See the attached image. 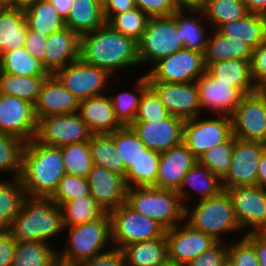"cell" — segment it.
I'll return each mask as SVG.
<instances>
[{"label": "cell", "instance_id": "obj_13", "mask_svg": "<svg viewBox=\"0 0 266 266\" xmlns=\"http://www.w3.org/2000/svg\"><path fill=\"white\" fill-rule=\"evenodd\" d=\"M54 75L79 101L103 95L113 77L107 70L85 63L80 58L57 70Z\"/></svg>", "mask_w": 266, "mask_h": 266}, {"label": "cell", "instance_id": "obj_22", "mask_svg": "<svg viewBox=\"0 0 266 266\" xmlns=\"http://www.w3.org/2000/svg\"><path fill=\"white\" fill-rule=\"evenodd\" d=\"M80 101L66 89L54 74H49L44 80L34 112L37 120L48 115H60L78 112Z\"/></svg>", "mask_w": 266, "mask_h": 266}, {"label": "cell", "instance_id": "obj_9", "mask_svg": "<svg viewBox=\"0 0 266 266\" xmlns=\"http://www.w3.org/2000/svg\"><path fill=\"white\" fill-rule=\"evenodd\" d=\"M205 72L204 53L184 48L159 59L145 74L147 81L188 83L195 82Z\"/></svg>", "mask_w": 266, "mask_h": 266}, {"label": "cell", "instance_id": "obj_7", "mask_svg": "<svg viewBox=\"0 0 266 266\" xmlns=\"http://www.w3.org/2000/svg\"><path fill=\"white\" fill-rule=\"evenodd\" d=\"M180 29L171 17H149L146 29L138 41V57L141 64L172 55L184 49Z\"/></svg>", "mask_w": 266, "mask_h": 266}, {"label": "cell", "instance_id": "obj_33", "mask_svg": "<svg viewBox=\"0 0 266 266\" xmlns=\"http://www.w3.org/2000/svg\"><path fill=\"white\" fill-rule=\"evenodd\" d=\"M105 23L102 6L95 0H73L67 28L80 36L100 28Z\"/></svg>", "mask_w": 266, "mask_h": 266}, {"label": "cell", "instance_id": "obj_10", "mask_svg": "<svg viewBox=\"0 0 266 266\" xmlns=\"http://www.w3.org/2000/svg\"><path fill=\"white\" fill-rule=\"evenodd\" d=\"M231 119L232 134L237 139L266 144V91L244 95Z\"/></svg>", "mask_w": 266, "mask_h": 266}, {"label": "cell", "instance_id": "obj_50", "mask_svg": "<svg viewBox=\"0 0 266 266\" xmlns=\"http://www.w3.org/2000/svg\"><path fill=\"white\" fill-rule=\"evenodd\" d=\"M170 113L164 107L157 94L148 87L142 94L134 122L165 120Z\"/></svg>", "mask_w": 266, "mask_h": 266}, {"label": "cell", "instance_id": "obj_56", "mask_svg": "<svg viewBox=\"0 0 266 266\" xmlns=\"http://www.w3.org/2000/svg\"><path fill=\"white\" fill-rule=\"evenodd\" d=\"M48 36L28 29L24 47L32 56L42 63L44 67V50Z\"/></svg>", "mask_w": 266, "mask_h": 266}, {"label": "cell", "instance_id": "obj_19", "mask_svg": "<svg viewBox=\"0 0 266 266\" xmlns=\"http://www.w3.org/2000/svg\"><path fill=\"white\" fill-rule=\"evenodd\" d=\"M184 122L182 118L170 115L165 120L133 122L130 127L147 149L162 153L183 142Z\"/></svg>", "mask_w": 266, "mask_h": 266}, {"label": "cell", "instance_id": "obj_3", "mask_svg": "<svg viewBox=\"0 0 266 266\" xmlns=\"http://www.w3.org/2000/svg\"><path fill=\"white\" fill-rule=\"evenodd\" d=\"M63 230L62 211L51 197L26 195L8 232L17 242H47Z\"/></svg>", "mask_w": 266, "mask_h": 266}, {"label": "cell", "instance_id": "obj_47", "mask_svg": "<svg viewBox=\"0 0 266 266\" xmlns=\"http://www.w3.org/2000/svg\"><path fill=\"white\" fill-rule=\"evenodd\" d=\"M24 146L25 142L19 137L0 132V172L14 173L13 179L20 177Z\"/></svg>", "mask_w": 266, "mask_h": 266}, {"label": "cell", "instance_id": "obj_14", "mask_svg": "<svg viewBox=\"0 0 266 266\" xmlns=\"http://www.w3.org/2000/svg\"><path fill=\"white\" fill-rule=\"evenodd\" d=\"M265 151V143L244 141L235 137L231 165L222 179L224 190L232 187L257 185V168Z\"/></svg>", "mask_w": 266, "mask_h": 266}, {"label": "cell", "instance_id": "obj_41", "mask_svg": "<svg viewBox=\"0 0 266 266\" xmlns=\"http://www.w3.org/2000/svg\"><path fill=\"white\" fill-rule=\"evenodd\" d=\"M186 9H179L173 13L171 17L176 21L178 29H180L181 42L185 49L195 50L205 54L207 47V32L200 20L202 17L186 16ZM206 32V33H205Z\"/></svg>", "mask_w": 266, "mask_h": 266}, {"label": "cell", "instance_id": "obj_29", "mask_svg": "<svg viewBox=\"0 0 266 266\" xmlns=\"http://www.w3.org/2000/svg\"><path fill=\"white\" fill-rule=\"evenodd\" d=\"M121 250L125 266H164L168 262L165 234L153 240L129 244Z\"/></svg>", "mask_w": 266, "mask_h": 266}, {"label": "cell", "instance_id": "obj_30", "mask_svg": "<svg viewBox=\"0 0 266 266\" xmlns=\"http://www.w3.org/2000/svg\"><path fill=\"white\" fill-rule=\"evenodd\" d=\"M217 30L222 35L240 39L255 49L266 41V16L248 13L241 19L221 25Z\"/></svg>", "mask_w": 266, "mask_h": 266}, {"label": "cell", "instance_id": "obj_31", "mask_svg": "<svg viewBox=\"0 0 266 266\" xmlns=\"http://www.w3.org/2000/svg\"><path fill=\"white\" fill-rule=\"evenodd\" d=\"M253 48L242 40L222 35L214 29L207 38L204 54L205 62H217L229 59L251 60Z\"/></svg>", "mask_w": 266, "mask_h": 266}, {"label": "cell", "instance_id": "obj_39", "mask_svg": "<svg viewBox=\"0 0 266 266\" xmlns=\"http://www.w3.org/2000/svg\"><path fill=\"white\" fill-rule=\"evenodd\" d=\"M47 76H17L0 71V93L35 104Z\"/></svg>", "mask_w": 266, "mask_h": 266}, {"label": "cell", "instance_id": "obj_17", "mask_svg": "<svg viewBox=\"0 0 266 266\" xmlns=\"http://www.w3.org/2000/svg\"><path fill=\"white\" fill-rule=\"evenodd\" d=\"M148 85L157 94L170 115L187 120L201 114L196 82L148 81Z\"/></svg>", "mask_w": 266, "mask_h": 266}, {"label": "cell", "instance_id": "obj_6", "mask_svg": "<svg viewBox=\"0 0 266 266\" xmlns=\"http://www.w3.org/2000/svg\"><path fill=\"white\" fill-rule=\"evenodd\" d=\"M70 229L68 246L58 253V261L65 264L77 265L104 252L107 242H111V221L106 212L101 218L88 221ZM102 250V251H101Z\"/></svg>", "mask_w": 266, "mask_h": 266}, {"label": "cell", "instance_id": "obj_60", "mask_svg": "<svg viewBox=\"0 0 266 266\" xmlns=\"http://www.w3.org/2000/svg\"><path fill=\"white\" fill-rule=\"evenodd\" d=\"M49 2L66 21L72 8L73 0H49Z\"/></svg>", "mask_w": 266, "mask_h": 266}, {"label": "cell", "instance_id": "obj_64", "mask_svg": "<svg viewBox=\"0 0 266 266\" xmlns=\"http://www.w3.org/2000/svg\"><path fill=\"white\" fill-rule=\"evenodd\" d=\"M0 3H1L4 7H13V6H17V0H0Z\"/></svg>", "mask_w": 266, "mask_h": 266}, {"label": "cell", "instance_id": "obj_70", "mask_svg": "<svg viewBox=\"0 0 266 266\" xmlns=\"http://www.w3.org/2000/svg\"><path fill=\"white\" fill-rule=\"evenodd\" d=\"M223 266H232L228 261Z\"/></svg>", "mask_w": 266, "mask_h": 266}, {"label": "cell", "instance_id": "obj_18", "mask_svg": "<svg viewBox=\"0 0 266 266\" xmlns=\"http://www.w3.org/2000/svg\"><path fill=\"white\" fill-rule=\"evenodd\" d=\"M37 122L33 104L0 93V132L17 136L26 143L35 138Z\"/></svg>", "mask_w": 266, "mask_h": 266}, {"label": "cell", "instance_id": "obj_16", "mask_svg": "<svg viewBox=\"0 0 266 266\" xmlns=\"http://www.w3.org/2000/svg\"><path fill=\"white\" fill-rule=\"evenodd\" d=\"M231 197L235 216L247 233H258L266 227V189L254 186H240L226 189Z\"/></svg>", "mask_w": 266, "mask_h": 266}, {"label": "cell", "instance_id": "obj_57", "mask_svg": "<svg viewBox=\"0 0 266 266\" xmlns=\"http://www.w3.org/2000/svg\"><path fill=\"white\" fill-rule=\"evenodd\" d=\"M17 243L8 231H0V266H12Z\"/></svg>", "mask_w": 266, "mask_h": 266}, {"label": "cell", "instance_id": "obj_2", "mask_svg": "<svg viewBox=\"0 0 266 266\" xmlns=\"http://www.w3.org/2000/svg\"><path fill=\"white\" fill-rule=\"evenodd\" d=\"M65 174L61 147L42 144L35 138L25 143L19 178L26 195L51 197Z\"/></svg>", "mask_w": 266, "mask_h": 266}, {"label": "cell", "instance_id": "obj_69", "mask_svg": "<svg viewBox=\"0 0 266 266\" xmlns=\"http://www.w3.org/2000/svg\"><path fill=\"white\" fill-rule=\"evenodd\" d=\"M164 266H181V265H177V264H173V263L167 262Z\"/></svg>", "mask_w": 266, "mask_h": 266}, {"label": "cell", "instance_id": "obj_26", "mask_svg": "<svg viewBox=\"0 0 266 266\" xmlns=\"http://www.w3.org/2000/svg\"><path fill=\"white\" fill-rule=\"evenodd\" d=\"M251 60L229 59L217 62H205L206 72L219 82L230 83L244 95L259 88L251 74Z\"/></svg>", "mask_w": 266, "mask_h": 266}, {"label": "cell", "instance_id": "obj_45", "mask_svg": "<svg viewBox=\"0 0 266 266\" xmlns=\"http://www.w3.org/2000/svg\"><path fill=\"white\" fill-rule=\"evenodd\" d=\"M109 135L114 139L116 153L120 157V160L124 162L126 170L147 149L130 126L122 127Z\"/></svg>", "mask_w": 266, "mask_h": 266}, {"label": "cell", "instance_id": "obj_21", "mask_svg": "<svg viewBox=\"0 0 266 266\" xmlns=\"http://www.w3.org/2000/svg\"><path fill=\"white\" fill-rule=\"evenodd\" d=\"M87 179L91 196L106 212L126 203L128 186L124 177L94 165Z\"/></svg>", "mask_w": 266, "mask_h": 266}, {"label": "cell", "instance_id": "obj_35", "mask_svg": "<svg viewBox=\"0 0 266 266\" xmlns=\"http://www.w3.org/2000/svg\"><path fill=\"white\" fill-rule=\"evenodd\" d=\"M26 193L20 178L13 181L0 179V231H9L12 221L19 214Z\"/></svg>", "mask_w": 266, "mask_h": 266}, {"label": "cell", "instance_id": "obj_63", "mask_svg": "<svg viewBox=\"0 0 266 266\" xmlns=\"http://www.w3.org/2000/svg\"><path fill=\"white\" fill-rule=\"evenodd\" d=\"M205 0H174L179 9H201Z\"/></svg>", "mask_w": 266, "mask_h": 266}, {"label": "cell", "instance_id": "obj_11", "mask_svg": "<svg viewBox=\"0 0 266 266\" xmlns=\"http://www.w3.org/2000/svg\"><path fill=\"white\" fill-rule=\"evenodd\" d=\"M91 136L79 112H74L39 118L35 139L45 145L62 147L89 141Z\"/></svg>", "mask_w": 266, "mask_h": 266}, {"label": "cell", "instance_id": "obj_8", "mask_svg": "<svg viewBox=\"0 0 266 266\" xmlns=\"http://www.w3.org/2000/svg\"><path fill=\"white\" fill-rule=\"evenodd\" d=\"M111 240L114 247L122 249L129 244L153 240L165 234V229L156 221L134 211L126 203L109 212Z\"/></svg>", "mask_w": 266, "mask_h": 266}, {"label": "cell", "instance_id": "obj_44", "mask_svg": "<svg viewBox=\"0 0 266 266\" xmlns=\"http://www.w3.org/2000/svg\"><path fill=\"white\" fill-rule=\"evenodd\" d=\"M61 152L67 175L88 177L94 166L89 141L64 145Z\"/></svg>", "mask_w": 266, "mask_h": 266}, {"label": "cell", "instance_id": "obj_71", "mask_svg": "<svg viewBox=\"0 0 266 266\" xmlns=\"http://www.w3.org/2000/svg\"><path fill=\"white\" fill-rule=\"evenodd\" d=\"M4 6L0 3V10L3 8Z\"/></svg>", "mask_w": 266, "mask_h": 266}, {"label": "cell", "instance_id": "obj_42", "mask_svg": "<svg viewBox=\"0 0 266 266\" xmlns=\"http://www.w3.org/2000/svg\"><path fill=\"white\" fill-rule=\"evenodd\" d=\"M64 227H72L101 218L106 211L90 195L66 202L60 206Z\"/></svg>", "mask_w": 266, "mask_h": 266}, {"label": "cell", "instance_id": "obj_65", "mask_svg": "<svg viewBox=\"0 0 266 266\" xmlns=\"http://www.w3.org/2000/svg\"><path fill=\"white\" fill-rule=\"evenodd\" d=\"M258 234L266 241V227L261 229Z\"/></svg>", "mask_w": 266, "mask_h": 266}, {"label": "cell", "instance_id": "obj_68", "mask_svg": "<svg viewBox=\"0 0 266 266\" xmlns=\"http://www.w3.org/2000/svg\"><path fill=\"white\" fill-rule=\"evenodd\" d=\"M95 1H97L101 6H103L104 3H105L107 0H95Z\"/></svg>", "mask_w": 266, "mask_h": 266}, {"label": "cell", "instance_id": "obj_59", "mask_svg": "<svg viewBox=\"0 0 266 266\" xmlns=\"http://www.w3.org/2000/svg\"><path fill=\"white\" fill-rule=\"evenodd\" d=\"M244 237L254 246L260 266H266V241L258 233H246Z\"/></svg>", "mask_w": 266, "mask_h": 266}, {"label": "cell", "instance_id": "obj_43", "mask_svg": "<svg viewBox=\"0 0 266 266\" xmlns=\"http://www.w3.org/2000/svg\"><path fill=\"white\" fill-rule=\"evenodd\" d=\"M136 81V88H133L134 93L122 92L115 96H109L117 119L124 127L130 126L134 122L142 94L149 87L146 74Z\"/></svg>", "mask_w": 266, "mask_h": 266}, {"label": "cell", "instance_id": "obj_5", "mask_svg": "<svg viewBox=\"0 0 266 266\" xmlns=\"http://www.w3.org/2000/svg\"><path fill=\"white\" fill-rule=\"evenodd\" d=\"M184 222L217 242L221 241V234L241 229L231 197L226 190L213 198L198 201L193 209L185 205Z\"/></svg>", "mask_w": 266, "mask_h": 266}, {"label": "cell", "instance_id": "obj_49", "mask_svg": "<svg viewBox=\"0 0 266 266\" xmlns=\"http://www.w3.org/2000/svg\"><path fill=\"white\" fill-rule=\"evenodd\" d=\"M90 195V187L87 178L65 174L59 181L58 187L51 196L59 207L69 201Z\"/></svg>", "mask_w": 266, "mask_h": 266}, {"label": "cell", "instance_id": "obj_46", "mask_svg": "<svg viewBox=\"0 0 266 266\" xmlns=\"http://www.w3.org/2000/svg\"><path fill=\"white\" fill-rule=\"evenodd\" d=\"M235 146V136L232 134L225 142L213 146L203 153L198 162L206 166L214 175L221 180L229 171Z\"/></svg>", "mask_w": 266, "mask_h": 266}, {"label": "cell", "instance_id": "obj_23", "mask_svg": "<svg viewBox=\"0 0 266 266\" xmlns=\"http://www.w3.org/2000/svg\"><path fill=\"white\" fill-rule=\"evenodd\" d=\"M197 161L183 142L160 153L158 176L154 187L178 191L184 176Z\"/></svg>", "mask_w": 266, "mask_h": 266}, {"label": "cell", "instance_id": "obj_24", "mask_svg": "<svg viewBox=\"0 0 266 266\" xmlns=\"http://www.w3.org/2000/svg\"><path fill=\"white\" fill-rule=\"evenodd\" d=\"M81 36L65 27L47 38L44 50V68L49 74L64 68L80 56Z\"/></svg>", "mask_w": 266, "mask_h": 266}, {"label": "cell", "instance_id": "obj_66", "mask_svg": "<svg viewBox=\"0 0 266 266\" xmlns=\"http://www.w3.org/2000/svg\"><path fill=\"white\" fill-rule=\"evenodd\" d=\"M54 266H76V265H72V264H65V263H62V262H57Z\"/></svg>", "mask_w": 266, "mask_h": 266}, {"label": "cell", "instance_id": "obj_38", "mask_svg": "<svg viewBox=\"0 0 266 266\" xmlns=\"http://www.w3.org/2000/svg\"><path fill=\"white\" fill-rule=\"evenodd\" d=\"M57 252L47 242H18L12 266H54L58 262Z\"/></svg>", "mask_w": 266, "mask_h": 266}, {"label": "cell", "instance_id": "obj_54", "mask_svg": "<svg viewBox=\"0 0 266 266\" xmlns=\"http://www.w3.org/2000/svg\"><path fill=\"white\" fill-rule=\"evenodd\" d=\"M251 74L259 89L266 87V41L253 49Z\"/></svg>", "mask_w": 266, "mask_h": 266}, {"label": "cell", "instance_id": "obj_67", "mask_svg": "<svg viewBox=\"0 0 266 266\" xmlns=\"http://www.w3.org/2000/svg\"><path fill=\"white\" fill-rule=\"evenodd\" d=\"M28 1H30V0H17V6H18V5H23V4H25L26 2H28Z\"/></svg>", "mask_w": 266, "mask_h": 266}, {"label": "cell", "instance_id": "obj_4", "mask_svg": "<svg viewBox=\"0 0 266 266\" xmlns=\"http://www.w3.org/2000/svg\"><path fill=\"white\" fill-rule=\"evenodd\" d=\"M126 204L156 221L165 230L172 229L185 219V206L174 190L154 186L130 187L126 194Z\"/></svg>", "mask_w": 266, "mask_h": 266}, {"label": "cell", "instance_id": "obj_51", "mask_svg": "<svg viewBox=\"0 0 266 266\" xmlns=\"http://www.w3.org/2000/svg\"><path fill=\"white\" fill-rule=\"evenodd\" d=\"M228 262L232 266H260L254 246L244 237L228 244Z\"/></svg>", "mask_w": 266, "mask_h": 266}, {"label": "cell", "instance_id": "obj_12", "mask_svg": "<svg viewBox=\"0 0 266 266\" xmlns=\"http://www.w3.org/2000/svg\"><path fill=\"white\" fill-rule=\"evenodd\" d=\"M231 135V116L218 115L217 118L202 120L197 116L185 120L183 126V143L197 159L211 147L225 142Z\"/></svg>", "mask_w": 266, "mask_h": 266}, {"label": "cell", "instance_id": "obj_32", "mask_svg": "<svg viewBox=\"0 0 266 266\" xmlns=\"http://www.w3.org/2000/svg\"><path fill=\"white\" fill-rule=\"evenodd\" d=\"M187 187H192L196 190L195 192L198 191V193H201L199 201L213 198L224 190L222 180L218 176L214 175L206 166L201 165L198 161L186 173L182 184L177 191L184 206V200L186 203V199L190 196L185 189Z\"/></svg>", "mask_w": 266, "mask_h": 266}, {"label": "cell", "instance_id": "obj_61", "mask_svg": "<svg viewBox=\"0 0 266 266\" xmlns=\"http://www.w3.org/2000/svg\"><path fill=\"white\" fill-rule=\"evenodd\" d=\"M248 13L262 14L266 16V0H243Z\"/></svg>", "mask_w": 266, "mask_h": 266}, {"label": "cell", "instance_id": "obj_52", "mask_svg": "<svg viewBox=\"0 0 266 266\" xmlns=\"http://www.w3.org/2000/svg\"><path fill=\"white\" fill-rule=\"evenodd\" d=\"M228 261V243L216 242L185 266H223Z\"/></svg>", "mask_w": 266, "mask_h": 266}, {"label": "cell", "instance_id": "obj_53", "mask_svg": "<svg viewBox=\"0 0 266 266\" xmlns=\"http://www.w3.org/2000/svg\"><path fill=\"white\" fill-rule=\"evenodd\" d=\"M135 5L148 17H168L179 10L174 0H135Z\"/></svg>", "mask_w": 266, "mask_h": 266}, {"label": "cell", "instance_id": "obj_1", "mask_svg": "<svg viewBox=\"0 0 266 266\" xmlns=\"http://www.w3.org/2000/svg\"><path fill=\"white\" fill-rule=\"evenodd\" d=\"M79 58L107 70L111 75H115L118 69L140 65L138 42L106 22L100 28L81 35Z\"/></svg>", "mask_w": 266, "mask_h": 266}, {"label": "cell", "instance_id": "obj_55", "mask_svg": "<svg viewBox=\"0 0 266 266\" xmlns=\"http://www.w3.org/2000/svg\"><path fill=\"white\" fill-rule=\"evenodd\" d=\"M111 250L102 252L91 259L80 262L76 266H125L121 249L111 246Z\"/></svg>", "mask_w": 266, "mask_h": 266}, {"label": "cell", "instance_id": "obj_27", "mask_svg": "<svg viewBox=\"0 0 266 266\" xmlns=\"http://www.w3.org/2000/svg\"><path fill=\"white\" fill-rule=\"evenodd\" d=\"M28 32L22 5L0 10V55L23 47Z\"/></svg>", "mask_w": 266, "mask_h": 266}, {"label": "cell", "instance_id": "obj_37", "mask_svg": "<svg viewBox=\"0 0 266 266\" xmlns=\"http://www.w3.org/2000/svg\"><path fill=\"white\" fill-rule=\"evenodd\" d=\"M0 71L17 76H48L42 63L26 48L20 47L0 55Z\"/></svg>", "mask_w": 266, "mask_h": 266}, {"label": "cell", "instance_id": "obj_20", "mask_svg": "<svg viewBox=\"0 0 266 266\" xmlns=\"http://www.w3.org/2000/svg\"><path fill=\"white\" fill-rule=\"evenodd\" d=\"M201 110L210 109L218 114L231 116L239 105L244 94L230 83L219 82L218 79L205 72L196 81Z\"/></svg>", "mask_w": 266, "mask_h": 266}, {"label": "cell", "instance_id": "obj_58", "mask_svg": "<svg viewBox=\"0 0 266 266\" xmlns=\"http://www.w3.org/2000/svg\"><path fill=\"white\" fill-rule=\"evenodd\" d=\"M135 7V0H107L102 6L104 20L107 23L114 15L132 10Z\"/></svg>", "mask_w": 266, "mask_h": 266}, {"label": "cell", "instance_id": "obj_36", "mask_svg": "<svg viewBox=\"0 0 266 266\" xmlns=\"http://www.w3.org/2000/svg\"><path fill=\"white\" fill-rule=\"evenodd\" d=\"M93 165L125 178L126 167L116 153L114 139L109 134H92L89 140Z\"/></svg>", "mask_w": 266, "mask_h": 266}, {"label": "cell", "instance_id": "obj_34", "mask_svg": "<svg viewBox=\"0 0 266 266\" xmlns=\"http://www.w3.org/2000/svg\"><path fill=\"white\" fill-rule=\"evenodd\" d=\"M210 20L216 30L223 24L243 18L248 14L243 0H205L201 9H189Z\"/></svg>", "mask_w": 266, "mask_h": 266}, {"label": "cell", "instance_id": "obj_40", "mask_svg": "<svg viewBox=\"0 0 266 266\" xmlns=\"http://www.w3.org/2000/svg\"><path fill=\"white\" fill-rule=\"evenodd\" d=\"M159 161V152L146 149L126 172L125 181L128 188L155 186Z\"/></svg>", "mask_w": 266, "mask_h": 266}, {"label": "cell", "instance_id": "obj_62", "mask_svg": "<svg viewBox=\"0 0 266 266\" xmlns=\"http://www.w3.org/2000/svg\"><path fill=\"white\" fill-rule=\"evenodd\" d=\"M258 180L257 185L263 189H266V151L262 154L258 168Z\"/></svg>", "mask_w": 266, "mask_h": 266}, {"label": "cell", "instance_id": "obj_15", "mask_svg": "<svg viewBox=\"0 0 266 266\" xmlns=\"http://www.w3.org/2000/svg\"><path fill=\"white\" fill-rule=\"evenodd\" d=\"M168 262L185 266L217 241L190 225L181 223L172 229L165 230Z\"/></svg>", "mask_w": 266, "mask_h": 266}, {"label": "cell", "instance_id": "obj_48", "mask_svg": "<svg viewBox=\"0 0 266 266\" xmlns=\"http://www.w3.org/2000/svg\"><path fill=\"white\" fill-rule=\"evenodd\" d=\"M148 20L149 17L138 7H135L132 10L114 15L107 24L138 42L146 29Z\"/></svg>", "mask_w": 266, "mask_h": 266}, {"label": "cell", "instance_id": "obj_28", "mask_svg": "<svg viewBox=\"0 0 266 266\" xmlns=\"http://www.w3.org/2000/svg\"><path fill=\"white\" fill-rule=\"evenodd\" d=\"M22 6L27 27L31 31L49 36L66 27L65 20L49 0H30Z\"/></svg>", "mask_w": 266, "mask_h": 266}, {"label": "cell", "instance_id": "obj_25", "mask_svg": "<svg viewBox=\"0 0 266 266\" xmlns=\"http://www.w3.org/2000/svg\"><path fill=\"white\" fill-rule=\"evenodd\" d=\"M78 112L92 134H110L124 127L117 119L110 97L105 95L80 101Z\"/></svg>", "mask_w": 266, "mask_h": 266}]
</instances>
